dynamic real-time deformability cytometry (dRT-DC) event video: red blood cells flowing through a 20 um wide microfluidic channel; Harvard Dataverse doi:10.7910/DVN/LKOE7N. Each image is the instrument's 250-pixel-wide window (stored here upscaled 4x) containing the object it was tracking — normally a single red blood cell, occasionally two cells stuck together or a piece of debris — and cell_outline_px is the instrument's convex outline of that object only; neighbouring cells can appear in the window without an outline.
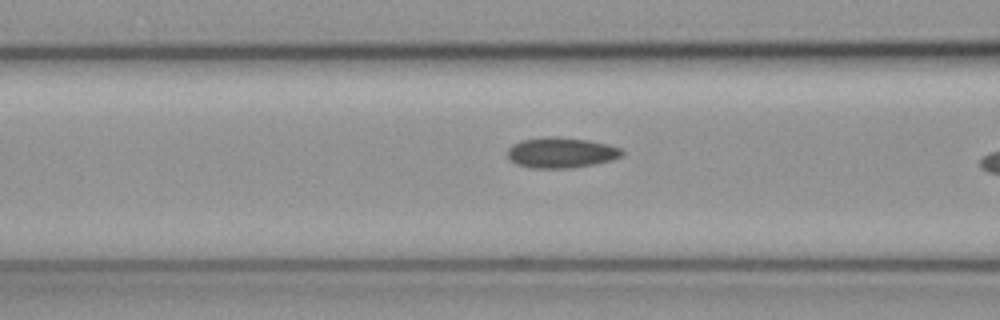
{"species": "common noctule bat (a hibernating species)", "species_latin": "Nyctalus noctula", "temperature_condition": "cold", "stored_images_in_passage": 6, "camera_frame_rate_fps": 3000, "um_per_image_px": 0.085, "animal": {"sex": "female", "body_mass_g": 19.3, "forearm_length_mm": 54.1}, "frame": {"image": 1, "passage_image": 5, "time_ms": 1.333, "image_size_px": [1000, 320], "cell_outline_px": [[624, 156], [612, 160], [596, 164], [568, 168], [528, 168], [516, 164], [508, 160], [508, 148], [512, 144], [520, 140], [544, 136], [560, 136], [588, 140], [608, 144], [620, 148], [624, 152]], "centroid_in_image_um": [47.68, 12.97], "position_along_channel_um": 118.9, "area_um2": 20.81}}